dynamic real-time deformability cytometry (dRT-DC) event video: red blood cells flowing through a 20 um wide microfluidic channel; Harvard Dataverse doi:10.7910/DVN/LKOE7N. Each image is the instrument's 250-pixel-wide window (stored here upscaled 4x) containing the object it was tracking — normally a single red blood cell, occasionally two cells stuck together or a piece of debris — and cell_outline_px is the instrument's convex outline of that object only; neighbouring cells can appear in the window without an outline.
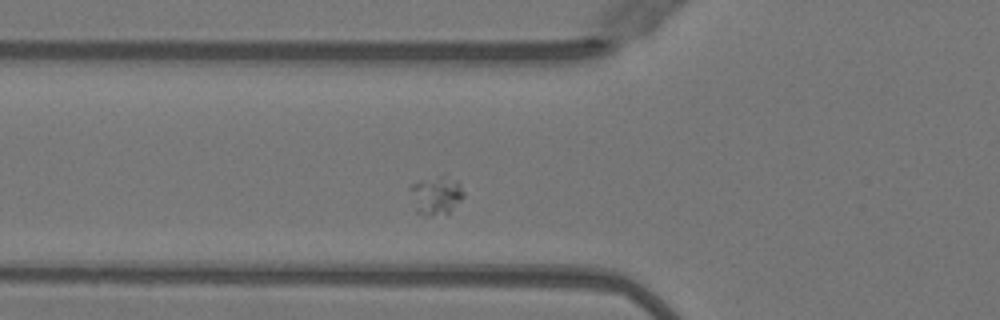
{"species": "Egyptian fruit bat (a non-hibernating species)", "species_latin": "Rousettus aegyptiacus", "temperature_condition": "warm", "stored_images_in_passage": 40, "camera_frame_rate_fps": 3000, "um_per_image_px": 0.085, "animal": {"sex": "female"}, "frame": {"image": 1, "passage_image": 7, "time_ms": 2.0, "image_size_px": [1000, 320], "cell_outline_px": [[464, 196], [448, 212], [424, 216], [416, 212], [412, 188], [412, 184], [420, 180], [436, 176], [440, 176], [456, 180], [460, 184], [464, 192]], "centroid_in_image_um": [37.09, 16.59], "position_along_channel_um": 88.7, "area_um2": 11.39}}
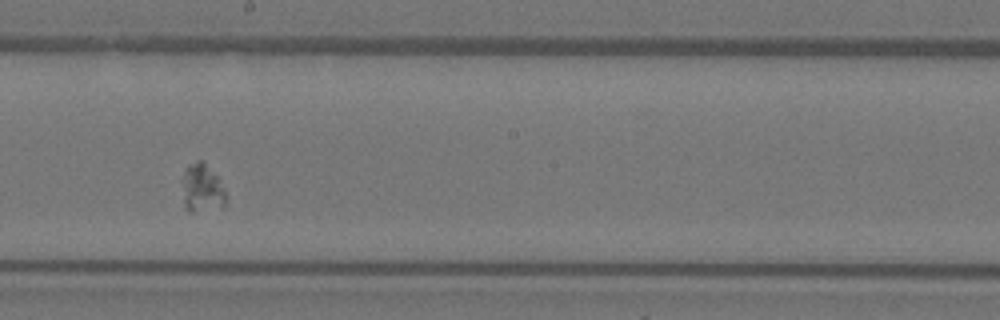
{"frame": {"image": 2, "passage_image": 18, "time_ms": 5.667, "image_size_px": [1000, 320], "cell_outline_px": [[224, 204], [192, 212], [188, 212], [184, 204], [180, 180], [188, 164], [200, 160], [216, 176], [224, 188]], "centroid_in_image_um": [17.07, 15.97], "position_along_channel_um": 231.1, "area_um2": 11.85}}
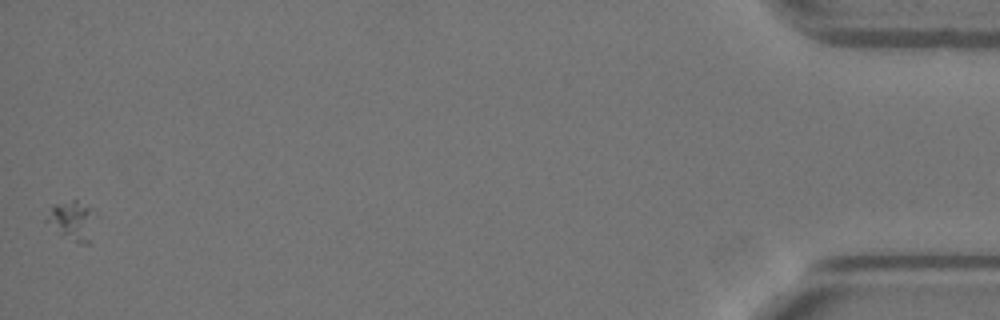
{"frame": {"image": 3, "passage_image": 40, "time_ms": 13.0, "image_size_px": [1000, 320], "cell_outline_px": [[92, 212], [88, 244], [80, 244], [44, 220], [52, 204], [72, 200], [76, 200], [88, 208]], "centroid_in_image_um": [6.05, 18.69], "position_along_channel_um": 429.1, "area_um2": 10.06}}